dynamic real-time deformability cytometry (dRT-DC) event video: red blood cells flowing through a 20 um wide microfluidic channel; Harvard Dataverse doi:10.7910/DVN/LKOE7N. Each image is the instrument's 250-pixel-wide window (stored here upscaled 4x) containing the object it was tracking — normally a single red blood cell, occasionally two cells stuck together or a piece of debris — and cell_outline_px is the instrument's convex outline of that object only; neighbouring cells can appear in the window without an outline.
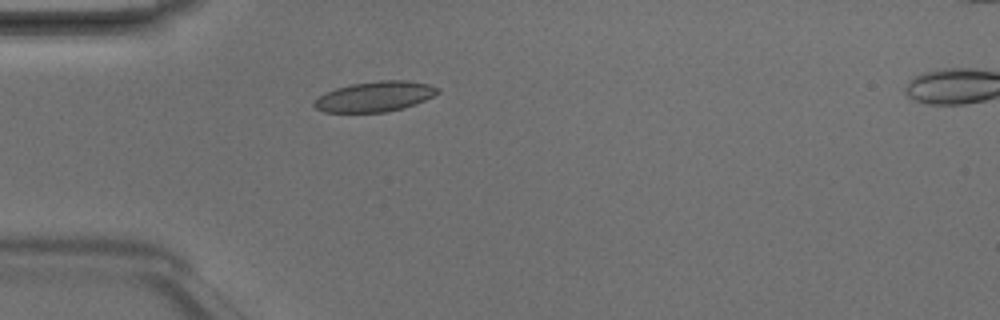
{"species": "Egyptian fruit bat (a non-hibernating species)", "species_latin": "Rousettus aegyptiacus", "temperature_condition": "room temperature", "stored_images_in_passage": 3, "camera_frame_rate_fps": 3000, "um_per_image_px": 0.085, "animal": {"sex": "male"}, "frame": {"image": 1, "passage_image": 2, "time_ms": 0.333, "image_size_px": [1000, 320], "cell_outline_px": [[440, 92], [416, 104], [404, 108], [384, 112], [324, 112], [316, 108], [312, 104], [324, 92], [336, 88], [352, 84], [380, 80], [404, 80], [428, 84], [440, 88]], "centroid_in_image_um": [31.87, 8.2], "position_along_channel_um": 53.1, "area_um2": 21.68}}